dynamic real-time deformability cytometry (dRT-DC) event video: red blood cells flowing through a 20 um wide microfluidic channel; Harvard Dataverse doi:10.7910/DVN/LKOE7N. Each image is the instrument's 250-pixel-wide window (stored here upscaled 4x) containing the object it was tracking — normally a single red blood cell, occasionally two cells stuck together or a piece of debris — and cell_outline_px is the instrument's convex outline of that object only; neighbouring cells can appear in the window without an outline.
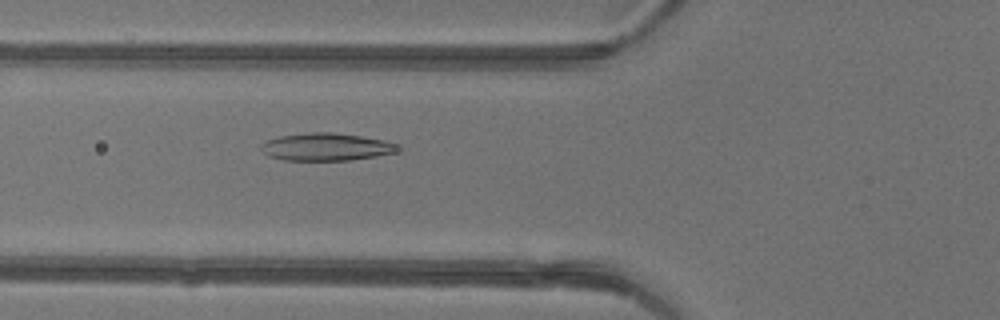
{"species": "common noctule bat (a hibernating species)", "species_latin": "Nyctalus noctula", "temperature_condition": "warm", "stored_images_in_passage": 48, "camera_frame_rate_fps": 3000, "um_per_image_px": 0.085, "animal": {"sex": "female"}, "frame": {"image": 1, "passage_image": 19, "time_ms": 6.0, "image_size_px": [1000, 320], "cell_outline_px": [[404, 148], [396, 152], [376, 156], [352, 160], [284, 160], [268, 156], [260, 148], [260, 144], [268, 140], [280, 136], [308, 132], [332, 132], [360, 136], [384, 140], [396, 144]], "centroid_in_image_um": [27.74, 12.48], "position_along_channel_um": 98.1, "area_um2": 22.02}}
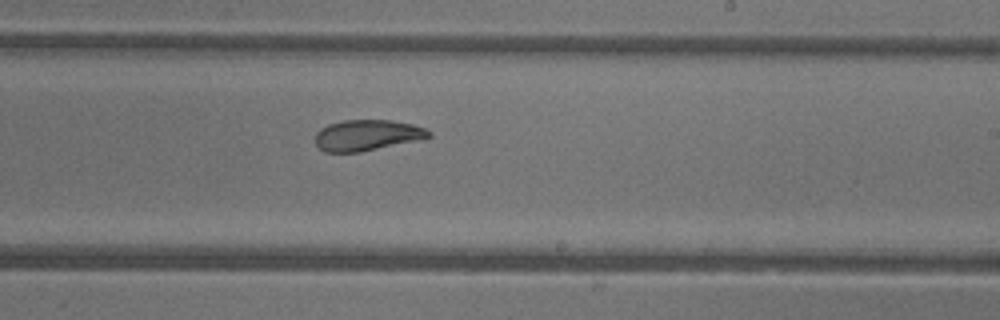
{"frame": {"image": 2, "passage_image": 30, "time_ms": 9.667, "image_size_px": [1000, 320], "cell_outline_px": [[432, 136], [424, 140], [360, 152], [324, 152], [316, 144], [316, 132], [320, 128], [328, 124], [344, 120], [392, 120], [412, 124], [424, 128], [432, 132]], "centroid_in_image_um": [31.25, 11.5], "position_along_channel_um": 257.7, "area_um2": 20.75}}
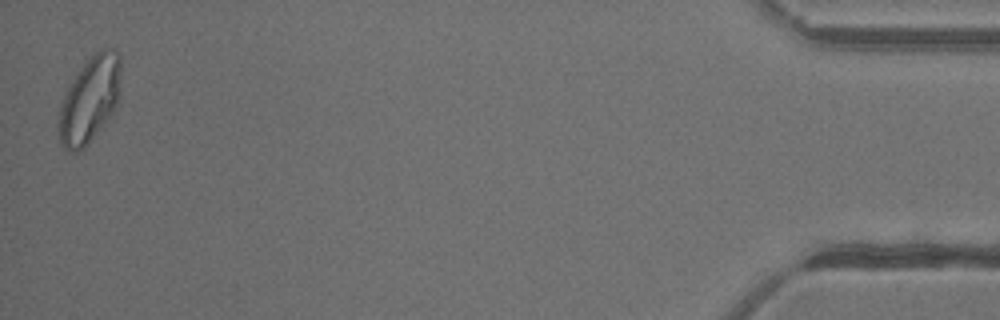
{"frame": {"image": 3, "passage_image": 48, "time_ms": 15.667, "image_size_px": [1000, 320], "cell_outline_px": [[120, 96], [108, 120], [88, 144], [84, 148], [76, 152], [68, 152], [60, 144], [56, 128], [56, 116], [60, 104], [72, 80], [80, 68], [100, 48], [112, 48], [120, 52]], "centroid_in_image_um": [7.59, 8.51], "position_along_channel_um": 427.6, "area_um2": 31.73}, "authors_computed_cell_mechanics": {"area_um2": 23.8714, "velocity_mm_per_s": 4.3543, "shape_relaxation_time_tau1_ms": 3.6131, "shape_relaxation_time_tau2_ms": 1.5778, "deformation_change_tau1": 0.1623, "deformation_change_tau2": 0.0831}}